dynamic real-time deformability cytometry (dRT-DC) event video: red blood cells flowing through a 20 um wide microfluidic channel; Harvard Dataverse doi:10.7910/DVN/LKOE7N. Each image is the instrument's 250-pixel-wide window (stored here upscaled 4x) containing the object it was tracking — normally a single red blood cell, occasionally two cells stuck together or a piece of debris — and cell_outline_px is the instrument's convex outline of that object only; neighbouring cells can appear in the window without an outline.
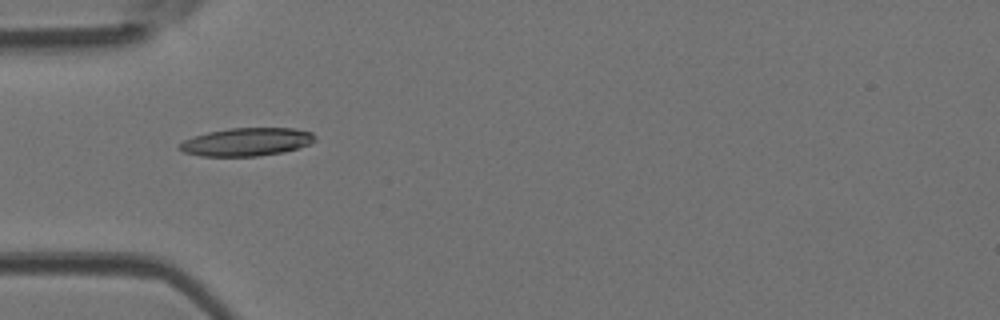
{"species": "Egyptian fruit bat (a non-hibernating species)", "species_latin": "Rousettus aegyptiacus", "temperature_condition": "room temperature", "stored_images_in_passage": 32, "camera_frame_rate_fps": 3000, "um_per_image_px": 0.085, "animal": {"sex": "female"}, "frame": {"image": 1, "passage_image": 1, "time_ms": 0.0, "image_size_px": [1000, 320], "cell_outline_px": [[316, 140], [308, 144], [284, 152], [256, 156], [200, 156], [184, 152], [180, 148], [180, 144], [184, 140], [192, 136], [208, 132], [228, 128], [292, 128], [312, 132], [316, 136]], "centroid_in_image_um": [20.96, 12.05], "position_along_channel_um": 64.0, "area_um2": 22.08}}
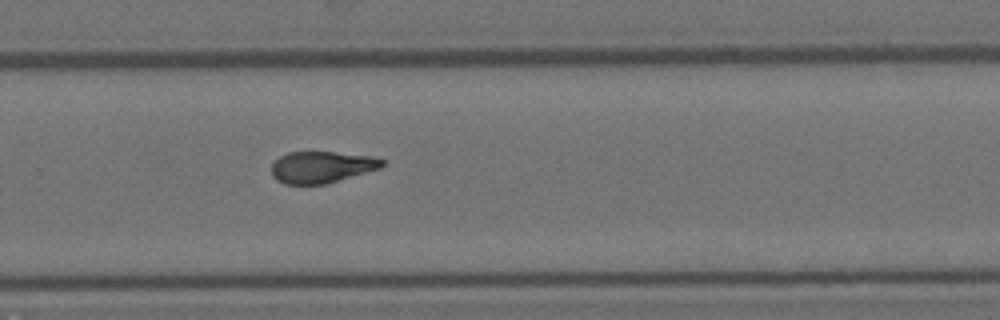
{"frame": {"image": 2, "passage_image": 18, "time_ms": 5.667, "image_size_px": [1000, 320], "cell_outline_px": [[384, 164], [380, 168], [324, 184], [284, 184], [276, 180], [272, 176], [272, 164], [280, 156], [288, 152], [332, 152], [368, 156], [384, 160]], "centroid_in_image_um": [27.29, 14.2], "position_along_channel_um": 302.5, "area_um2": 20.06}}
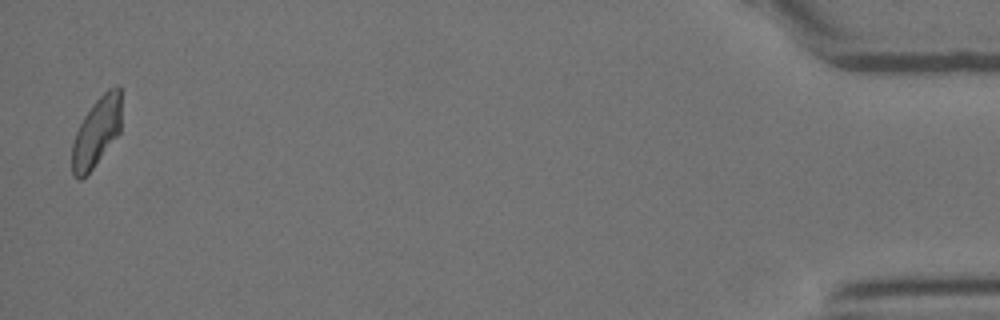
{"frame": {"image": 3, "passage_image": 31, "time_ms": 10.0, "image_size_px": [1000, 320], "cell_outline_px": [[120, 132], [92, 168], [80, 180], [76, 180], [72, 176], [72, 144], [76, 132], [84, 116], [96, 100], [108, 88], [116, 84], [120, 88]], "centroid_in_image_um": [8.19, 11.22], "position_along_channel_um": 427.0, "area_um2": 19.65}, "authors_computed_cell_mechanics": {"area_um2": 21.2415, "velocity_mm_per_s": 4.2325, "shape_relaxation_time_tau1_ms": 5.3842, "shape_relaxation_time_tau2_ms": 1.7122, "deformation_change_tau1": 0.1639, "deformation_change_tau2": 0.0997}}